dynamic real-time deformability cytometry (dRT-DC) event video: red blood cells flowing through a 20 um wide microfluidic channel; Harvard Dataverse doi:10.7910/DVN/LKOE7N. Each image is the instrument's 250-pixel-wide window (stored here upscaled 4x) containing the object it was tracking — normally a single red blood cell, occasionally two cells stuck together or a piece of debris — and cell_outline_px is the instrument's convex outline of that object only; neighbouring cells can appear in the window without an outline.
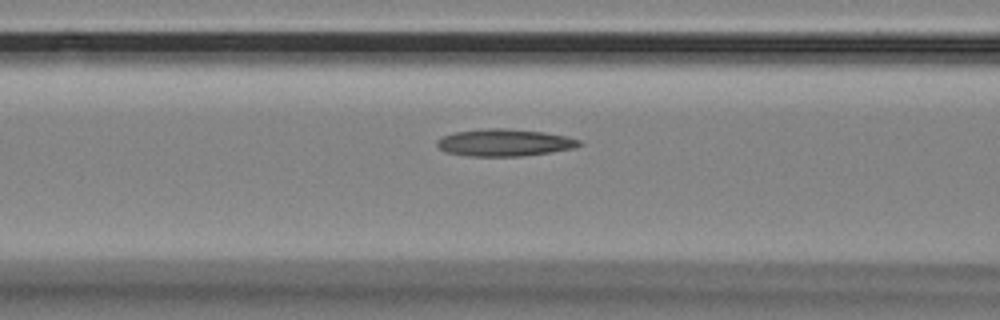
{"species": "Egyptian fruit bat (a non-hibernating species)", "species_latin": "Rousettus aegyptiacus", "temperature_condition": "room temperature", "stored_images_in_passage": 7, "segment_of_instrument_passage": [2, 2], "camera_frame_rate_fps": 3000, "um_per_image_px": 0.085, "animal": {"sex": "female"}, "frame": {"image": 1, "passage_image": 7, "time_ms": 2.0, "image_size_px": [1000, 320], "cell_outline_px": [[584, 144], [572, 148], [552, 152], [524, 156], [468, 156], [444, 152], [436, 144], [436, 140], [444, 136], [456, 132], [484, 128], [508, 128], [544, 132], [568, 136], [580, 140]], "centroid_in_image_um": [42.9, 12.12], "position_along_channel_um": 123.7, "area_um2": 22.66}}